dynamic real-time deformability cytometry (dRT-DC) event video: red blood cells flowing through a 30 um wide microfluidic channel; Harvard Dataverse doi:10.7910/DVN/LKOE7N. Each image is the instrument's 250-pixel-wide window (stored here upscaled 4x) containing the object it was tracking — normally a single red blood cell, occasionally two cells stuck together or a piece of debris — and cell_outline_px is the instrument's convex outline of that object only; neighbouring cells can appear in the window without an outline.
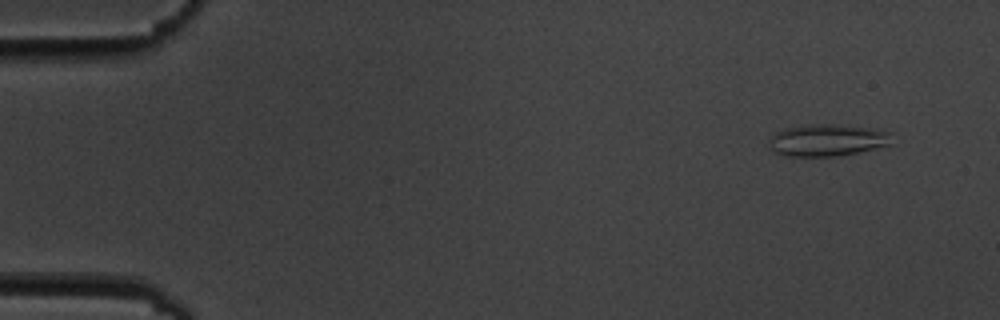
{"species": "common noctule bat (a hibernating species)", "species_latin": "Nyctalus noctula", "temperature_condition": "cold", "stored_images_in_passage": 8, "camera_frame_rate_fps": 3000, "um_per_image_px": 0.085, "animal": {"sex": "male", "body_mass_g": 19.5, "forearm_length_mm": 54.6}, "frame": {"image": 1, "passage_image": 1, "time_ms": 0.0, "image_size_px": [1000, 320], "cell_outline_px": [[892, 144], [860, 152], [840, 156], [784, 156], [772, 152], [768, 140], [772, 132], [784, 128], [808, 124], [840, 124], [872, 128], [892, 132]], "centroid_in_image_um": [70.3, 11.91], "position_along_channel_um": 14.7, "area_um2": 23.52}}
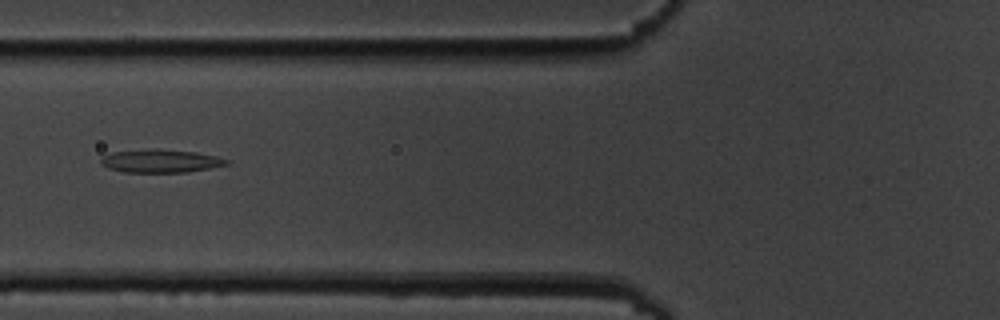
{"frame": {"image": 2, "passage_image": 6, "time_ms": 6.0, "image_size_px": [1000, 320], "cell_outline_px": [[228, 164], [188, 172], [124, 172], [108, 168], [100, 164], [100, 160], [104, 156], [112, 152], [156, 148], [196, 152], [216, 156], [228, 160]], "centroid_in_image_um": [13.62, 13.68], "position_along_channel_um": 112.2, "area_um2": 16.88}}
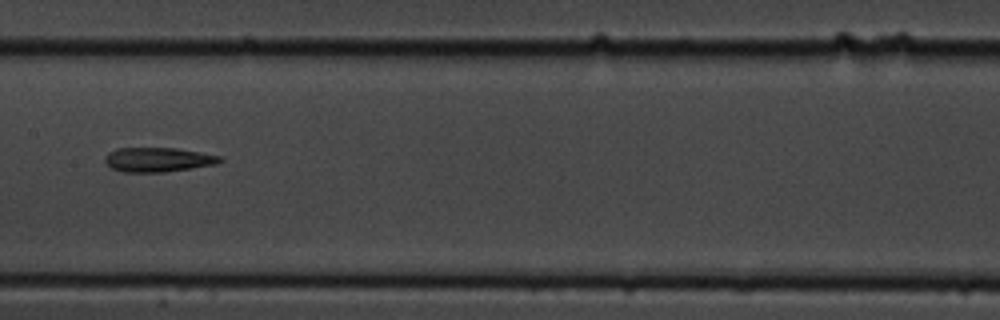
{"frame": {"image": 3, "passage_image": 8, "time_ms": 8.333, "image_size_px": [1000, 320], "cell_outline_px": [[224, 160], [216, 164], [192, 168], [164, 172], [124, 172], [112, 168], [104, 160], [104, 156], [108, 152], [116, 148], [176, 148], [200, 152], [220, 156]], "centroid_in_image_um": [13.42, 13.56], "position_along_channel_um": 194.0, "area_um2": 16.36}}